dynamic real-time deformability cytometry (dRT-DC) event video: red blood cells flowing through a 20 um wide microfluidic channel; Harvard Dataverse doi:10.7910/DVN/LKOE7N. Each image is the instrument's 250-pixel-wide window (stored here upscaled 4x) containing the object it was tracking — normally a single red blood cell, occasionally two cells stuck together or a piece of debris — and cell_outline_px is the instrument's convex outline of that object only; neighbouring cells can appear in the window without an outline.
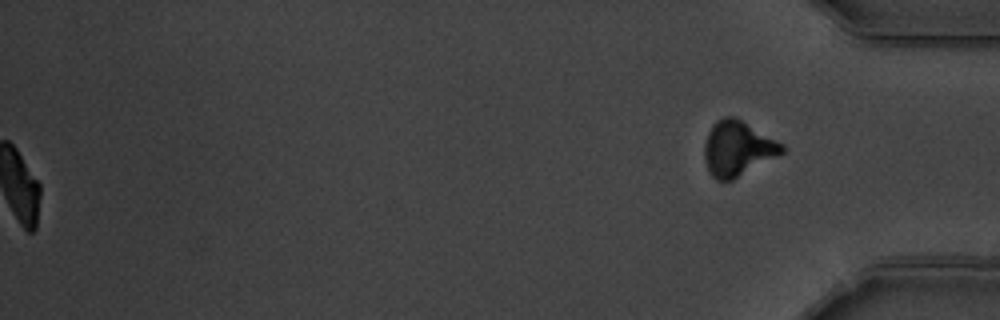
{"species": "common noctule bat (a hibernating species)", "species_latin": "Nyctalus noctula", "temperature_condition": "warm", "stored_images_in_passage": 49, "segment_of_instrument_passage": [2, 2], "camera_frame_rate_fps": 3000, "um_per_image_px": 0.085, "animal": {"sex": "male", "body_mass_g": 19.5, "forearm_length_mm": 54.6}, "frame": {"image": 1, "passage_image": 49, "time_ms": 16.0, "image_size_px": [1000, 320], "cell_outline_px": [[784, 152], [732, 180], [716, 180], [712, 176], [704, 160], [704, 144], [708, 132], [712, 124], [716, 120], [724, 116], [736, 116], [784, 144]], "centroid_in_image_um": [62.68, 12.59], "position_along_channel_um": 372.5, "area_um2": 24.85}}